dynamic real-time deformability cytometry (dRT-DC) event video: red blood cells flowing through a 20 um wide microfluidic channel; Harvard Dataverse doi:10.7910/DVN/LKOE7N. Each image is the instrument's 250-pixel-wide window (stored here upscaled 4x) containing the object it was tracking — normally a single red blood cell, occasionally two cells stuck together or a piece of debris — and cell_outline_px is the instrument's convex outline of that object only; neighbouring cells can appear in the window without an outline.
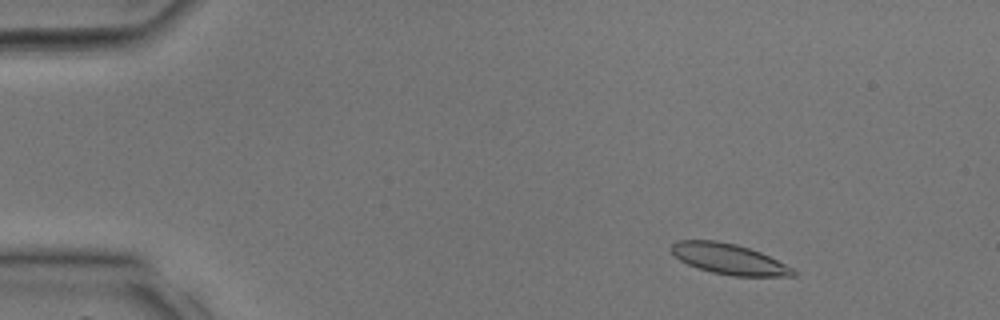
{"species": "common noctule bat (a hibernating species)", "species_latin": "Nyctalus noctula", "temperature_condition": "room temperature", "stored_images_in_passage": 11, "camera_frame_rate_fps": 3000, "um_per_image_px": 0.085, "animal": {"sex": "male", "body_mass_g": 17.9, "forearm_length_mm": 54.2}, "frame": {"image": 1, "passage_image": 4, "time_ms": 1.0, "image_size_px": [1000, 320], "cell_outline_px": [[796, 276], [732, 276], [712, 272], [688, 264], [680, 260], [672, 252], [672, 244], [676, 240], [716, 240], [736, 244], [760, 252], [792, 268], [796, 272]], "centroid_in_image_um": [61.95, 22.01], "position_along_channel_um": 23.1, "area_um2": 21.39}}